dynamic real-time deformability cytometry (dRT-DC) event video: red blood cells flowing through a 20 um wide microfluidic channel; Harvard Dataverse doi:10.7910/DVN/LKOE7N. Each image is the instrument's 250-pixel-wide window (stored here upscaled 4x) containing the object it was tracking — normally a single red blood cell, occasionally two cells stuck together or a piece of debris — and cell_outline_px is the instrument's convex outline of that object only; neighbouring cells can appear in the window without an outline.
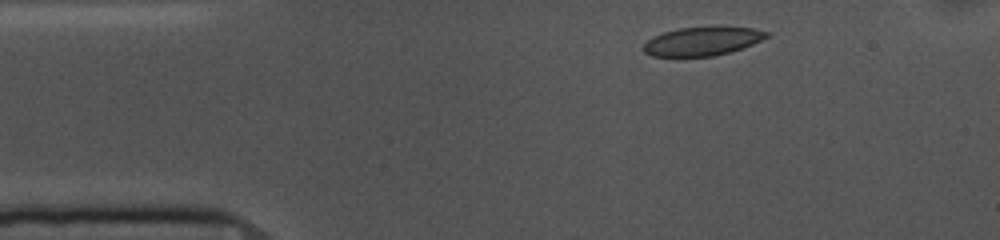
{"species": "common noctule bat (a hibernating species)", "species_latin": "Nyctalus noctula", "temperature_condition": "cold", "stored_images_in_passage": 4, "camera_frame_rate_fps": 3000, "um_per_image_px": 0.085, "animal": {"sex": "female", "body_mass_g": 10.0, "forearm_length_mm": 53.1}, "frame": {"image": 1, "passage_image": 1, "time_ms": 0.0, "image_size_px": [1000, 240], "cell_outline_px": [[772, 32], [768, 36], [752, 44], [728, 52], [712, 56], [652, 56], [644, 52], [644, 44], [648, 40], [664, 32], [680, 28], [752, 28]], "centroid_in_image_um": [59.69, 3.52], "position_along_channel_um": 25.3, "area_um2": 19.83}}